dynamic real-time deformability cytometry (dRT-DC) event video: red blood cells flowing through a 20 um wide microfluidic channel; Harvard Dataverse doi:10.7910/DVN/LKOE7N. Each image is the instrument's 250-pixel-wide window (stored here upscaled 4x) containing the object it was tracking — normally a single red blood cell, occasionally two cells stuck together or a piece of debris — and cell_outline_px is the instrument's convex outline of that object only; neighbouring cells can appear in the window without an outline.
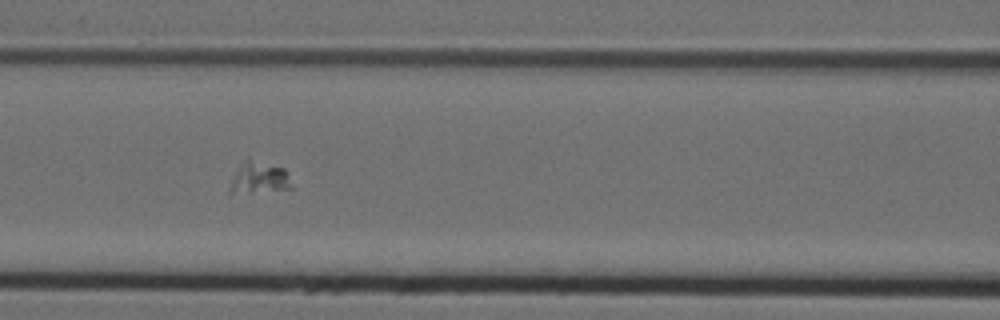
{"species": "Egyptian fruit bat (a non-hibernating species)", "species_latin": "Rousettus aegyptiacus", "temperature_condition": "cold", "stored_images_in_passage": 45, "camera_frame_rate_fps": 3000, "um_per_image_px": 0.085, "animal": {"sex": "female"}, "frame": {"image": 1, "passage_image": 13, "time_ms": 4.0, "image_size_px": [1000, 320], "cell_outline_px": [[292, 188], [228, 196], [228, 192], [232, 180], [240, 164], [248, 156], [284, 168], [288, 172], [292, 184]], "centroid_in_image_um": [21.99, 15.12], "position_along_channel_um": 144.6, "area_um2": 12.02}}
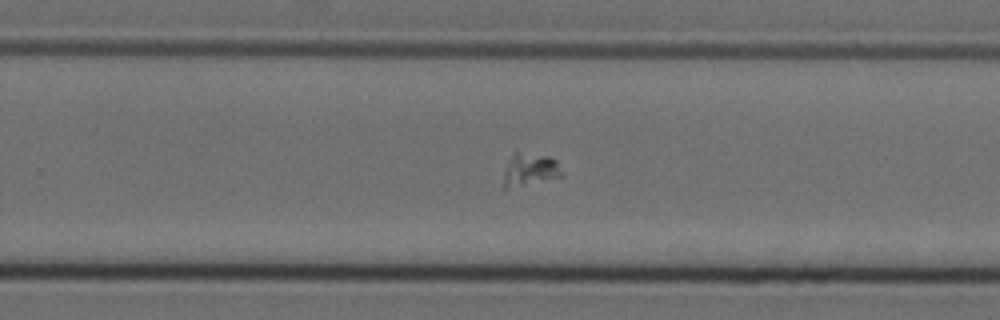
{"frame": {"image": 2, "passage_image": 25, "time_ms": 8.0, "image_size_px": [1000, 320], "cell_outline_px": [[564, 176], [504, 192], [504, 172], [508, 160], [512, 152], [516, 152], [548, 156], [556, 160]], "centroid_in_image_um": [45.0, 14.48], "position_along_channel_um": 284.8, "area_um2": 11.62}}
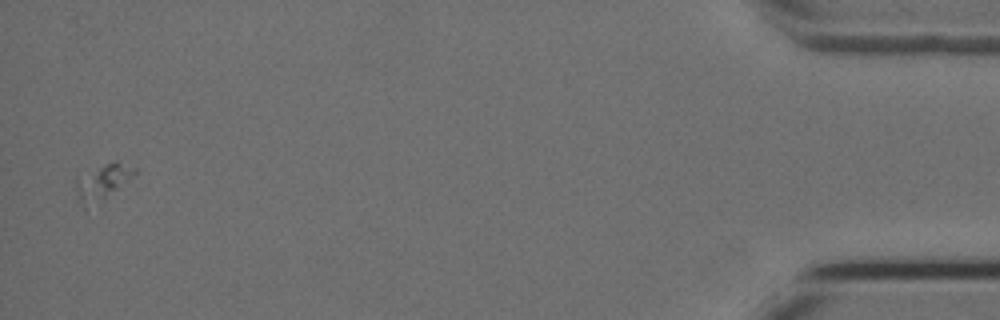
{"frame": {"image": 3, "passage_image": 44, "time_ms": 14.333, "image_size_px": [1000, 320], "cell_outline_px": [[136, 172], [104, 200], [84, 208], [76, 192], [76, 176], [116, 160], [136, 168]], "centroid_in_image_um": [8.68, 15.47], "position_along_channel_um": 426.5, "area_um2": 11.79}}